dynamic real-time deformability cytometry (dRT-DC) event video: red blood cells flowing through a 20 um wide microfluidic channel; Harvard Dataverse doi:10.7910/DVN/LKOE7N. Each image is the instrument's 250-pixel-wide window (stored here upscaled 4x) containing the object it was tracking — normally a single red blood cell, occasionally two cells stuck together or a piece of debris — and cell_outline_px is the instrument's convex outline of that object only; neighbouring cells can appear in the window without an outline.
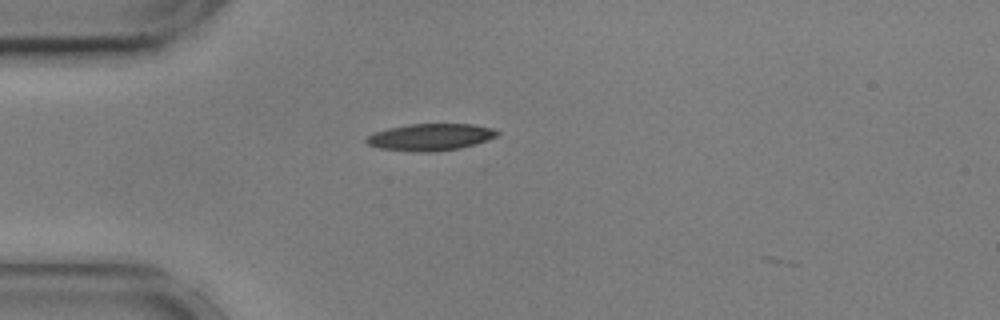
{"species": "common noctule bat (a hibernating species)", "species_latin": "Nyctalus noctula", "temperature_condition": "cold", "stored_images_in_passage": 3, "camera_frame_rate_fps": 3000, "um_per_image_px": 0.085, "animal": {"sex": "male", "body_mass_g": 17.9, "forearm_length_mm": 54.2}, "frame": {"image": 1, "passage_image": 2, "time_ms": 0.333, "image_size_px": [1000, 320], "cell_outline_px": [[500, 132], [496, 136], [488, 140], [476, 144], [460, 148], [432, 152], [420, 152], [380, 148], [368, 144], [364, 140], [368, 136], [376, 132], [388, 128], [408, 124], [472, 124], [492, 128]], "centroid_in_image_um": [36.61, 11.65], "position_along_channel_um": 48.4, "area_um2": 20.4}}